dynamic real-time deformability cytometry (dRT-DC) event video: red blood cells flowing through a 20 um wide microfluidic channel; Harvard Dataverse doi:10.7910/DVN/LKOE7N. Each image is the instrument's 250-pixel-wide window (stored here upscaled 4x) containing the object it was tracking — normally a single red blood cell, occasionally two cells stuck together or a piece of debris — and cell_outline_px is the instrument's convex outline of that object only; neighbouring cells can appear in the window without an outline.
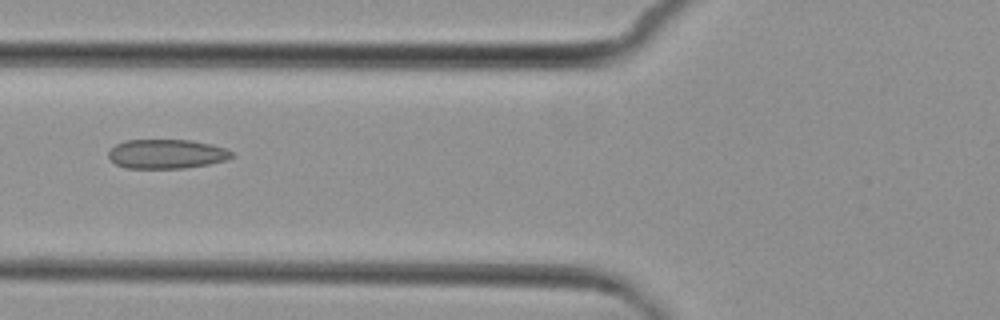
{"species": "common noctule bat (a hibernating species)", "species_latin": "Nyctalus noctula", "temperature_condition": "cold", "stored_images_in_passage": 4, "camera_frame_rate_fps": 3000, "um_per_image_px": 0.085, "animal": {"sex": "female", "body_mass_g": 29.2, "forearm_length_mm": 56.3}, "frame": {"image": 1, "passage_image": 4, "time_ms": 3.333, "image_size_px": [1000, 320], "cell_outline_px": [[236, 156], [228, 160], [208, 164], [184, 168], [124, 168], [116, 164], [108, 156], [108, 152], [116, 144], [124, 140], [192, 140], [212, 144], [224, 148], [232, 152]], "centroid_in_image_um": [14.18, 13.08], "position_along_channel_um": 111.6, "area_um2": 21.15}}